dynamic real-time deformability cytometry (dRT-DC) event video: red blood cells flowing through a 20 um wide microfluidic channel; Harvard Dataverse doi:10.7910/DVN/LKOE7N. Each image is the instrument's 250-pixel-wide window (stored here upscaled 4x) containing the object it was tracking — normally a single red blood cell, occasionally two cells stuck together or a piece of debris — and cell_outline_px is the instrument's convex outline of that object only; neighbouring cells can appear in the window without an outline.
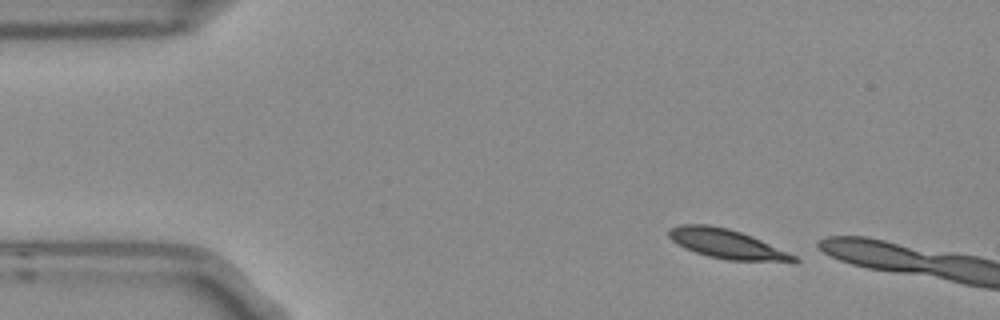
{"species": "Egyptian fruit bat (a non-hibernating species)", "species_latin": "Rousettus aegyptiacus", "temperature_condition": "room temperature", "stored_images_in_passage": 4, "camera_frame_rate_fps": 3000, "um_per_image_px": 0.085, "frame": {"image": 1, "passage_image": 1, "time_ms": 0.0, "image_size_px": [1000, 320], "cell_outline_px": [[800, 260], [796, 264], [728, 260], [708, 256], [684, 248], [672, 240], [668, 236], [668, 228], [680, 224], [708, 224], [728, 228], [752, 236], [796, 256]], "centroid_in_image_um": [61.84, 20.76], "position_along_channel_um": 23.2, "area_um2": 21.85}}